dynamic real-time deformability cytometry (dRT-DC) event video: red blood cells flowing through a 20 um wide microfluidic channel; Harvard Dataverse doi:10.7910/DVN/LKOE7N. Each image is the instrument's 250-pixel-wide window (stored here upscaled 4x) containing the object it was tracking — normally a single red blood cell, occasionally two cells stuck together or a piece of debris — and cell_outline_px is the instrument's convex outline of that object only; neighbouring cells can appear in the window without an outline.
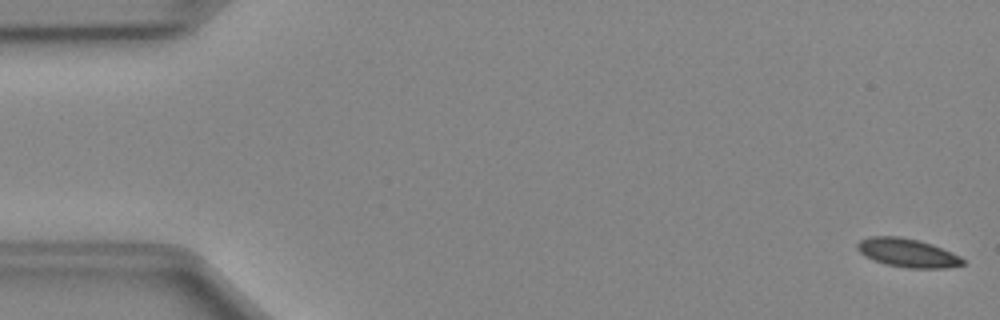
{"species": "Egyptian fruit bat (a non-hibernating species)", "species_latin": "Rousettus aegyptiacus", "temperature_condition": "cold", "stored_images_in_passage": 50, "camera_frame_rate_fps": 3000, "um_per_image_px": 0.085, "animal": {"sex": "female"}, "frame": {"image": 1, "passage_image": 1, "time_ms": 0.0, "image_size_px": [1000, 320], "cell_outline_px": [[964, 264], [944, 268], [908, 268], [888, 264], [864, 256], [856, 248], [856, 244], [860, 240], [868, 236], [900, 236], [932, 244], [960, 256], [964, 260]], "centroid_in_image_um": [77.11, 21.48], "position_along_channel_um": 7.9, "area_um2": 17.4}}
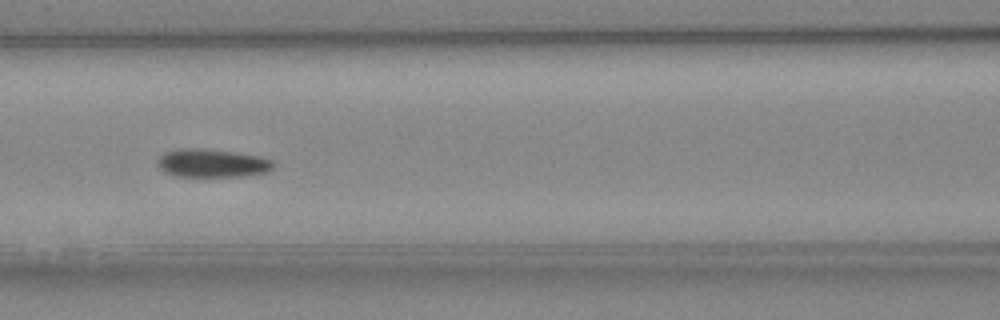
{"frame": {"image": 2, "passage_image": 22, "time_ms": 7.0, "image_size_px": [1000, 320], "cell_outline_px": [[276, 164], [268, 172], [244, 176], [176, 176], [164, 172], [156, 164], [156, 160], [164, 152], [176, 148], [200, 148], [232, 152], [260, 156], [272, 160]], "centroid_in_image_um": [18.01, 13.86], "position_along_channel_um": 148.6, "area_um2": 19.25}}
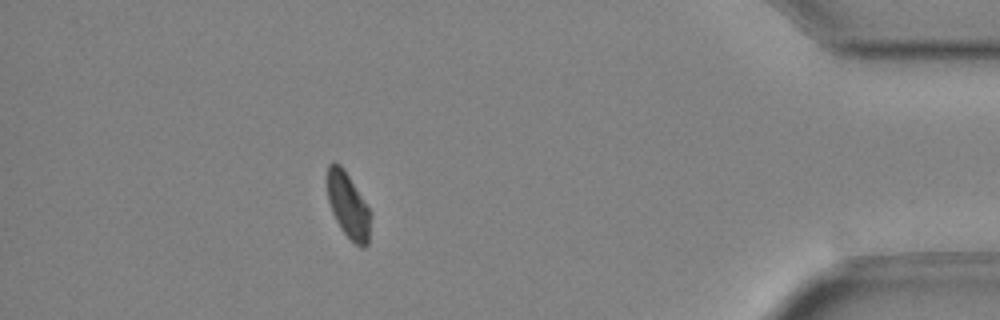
{"frame": {"image": 3, "passage_image": 45, "time_ms": 14.667, "image_size_px": [1000, 320], "cell_outline_px": [[372, 212], [368, 244], [364, 248], [360, 248], [340, 228], [332, 212], [328, 200], [328, 164], [332, 160], [340, 164]], "centroid_in_image_um": [29.61, 17.49], "position_along_channel_um": 405.6, "area_um2": 16.42}, "authors_computed_cell_mechanics": {"area_um2": 18.207, "velocity_mm_per_s": 3.9917, "shape_relaxation_time_tau1_ms": 3.4909, "shape_relaxation_time_tau2_ms": null, "deformation_change_tau1": 0.1003, "deformation_change_tau2": null}}